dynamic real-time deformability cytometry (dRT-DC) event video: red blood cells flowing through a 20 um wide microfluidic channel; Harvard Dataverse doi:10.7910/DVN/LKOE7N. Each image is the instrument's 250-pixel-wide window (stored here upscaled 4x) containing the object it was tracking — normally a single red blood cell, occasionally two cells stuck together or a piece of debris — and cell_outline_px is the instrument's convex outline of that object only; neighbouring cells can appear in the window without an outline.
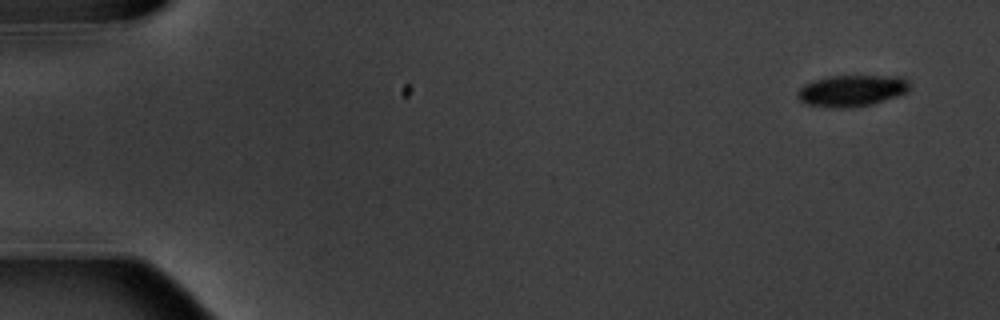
{"species": "common noctule bat (a hibernating species)", "species_latin": "Nyctalus noctula", "temperature_condition": "warm", "stored_images_in_passage": 3, "camera_frame_rate_fps": 3000, "um_per_image_px": 0.085, "animal": {"sex": "male", "body_mass_g": 20.1, "forearm_length_mm": 53.5}, "frame": {"image": 1, "passage_image": 1, "time_ms": 0.0, "image_size_px": [1000, 320], "cell_outline_px": [[912, 84], [908, 92], [872, 104], [852, 108], [832, 108], [808, 104], [800, 100], [796, 96], [796, 92], [804, 84], [828, 76], [900, 76], [908, 80]], "centroid_in_image_um": [72.42, 7.71], "position_along_channel_um": 12.6, "area_um2": 20.69}}